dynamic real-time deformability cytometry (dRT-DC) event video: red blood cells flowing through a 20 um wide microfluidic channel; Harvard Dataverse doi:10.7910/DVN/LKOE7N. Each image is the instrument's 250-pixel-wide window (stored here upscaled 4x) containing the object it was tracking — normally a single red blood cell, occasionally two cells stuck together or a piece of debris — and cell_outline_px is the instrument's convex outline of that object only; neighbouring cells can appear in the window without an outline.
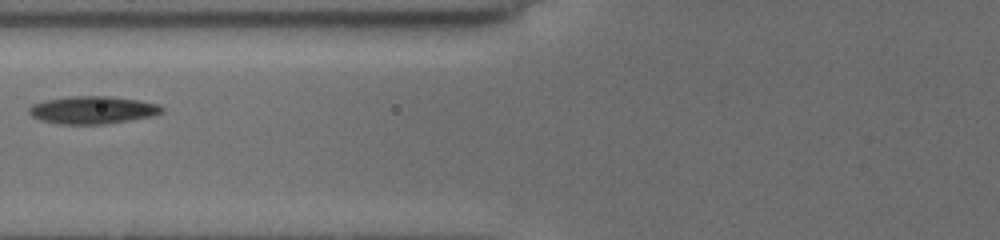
{"species": "common noctule bat (a hibernating species)", "species_latin": "Nyctalus noctula", "temperature_condition": "cold", "stored_images_in_passage": 7, "camera_frame_rate_fps": 3000, "um_per_image_px": 0.085, "animal": {"sex": "female", "body_mass_g": 19.5, "forearm_length_mm": 54.1}, "frame": {"image": 1, "passage_image": 5, "time_ms": 4.333, "image_size_px": [1000, 240], "cell_outline_px": [[164, 112], [152, 116], [104, 124], [64, 124], [40, 120], [32, 116], [28, 112], [28, 108], [32, 104], [44, 100], [68, 96], [108, 96], [136, 100], [160, 104], [164, 108]], "centroid_in_image_um": [7.86, 9.34], "position_along_channel_um": 117.9, "area_um2": 21.39}}
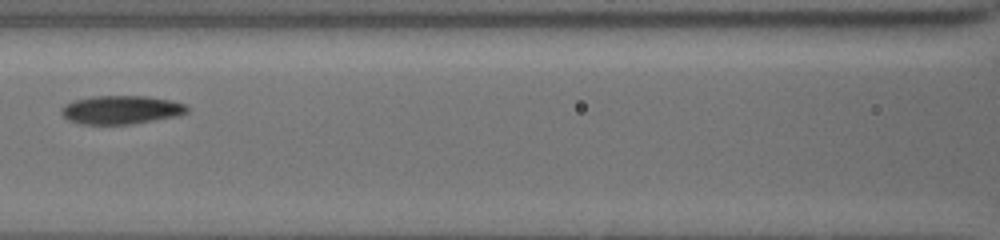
{"frame": {"image": 2, "passage_image": 6, "time_ms": 5.333, "image_size_px": [1000, 240], "cell_outline_px": [[188, 112], [176, 116], [128, 124], [88, 124], [72, 120], [64, 116], [60, 112], [60, 108], [64, 104], [72, 100], [92, 96], [148, 96], [172, 100], [188, 104]], "centroid_in_image_um": [10.32, 9.31], "position_along_channel_um": 156.3, "area_um2": 20.81}}